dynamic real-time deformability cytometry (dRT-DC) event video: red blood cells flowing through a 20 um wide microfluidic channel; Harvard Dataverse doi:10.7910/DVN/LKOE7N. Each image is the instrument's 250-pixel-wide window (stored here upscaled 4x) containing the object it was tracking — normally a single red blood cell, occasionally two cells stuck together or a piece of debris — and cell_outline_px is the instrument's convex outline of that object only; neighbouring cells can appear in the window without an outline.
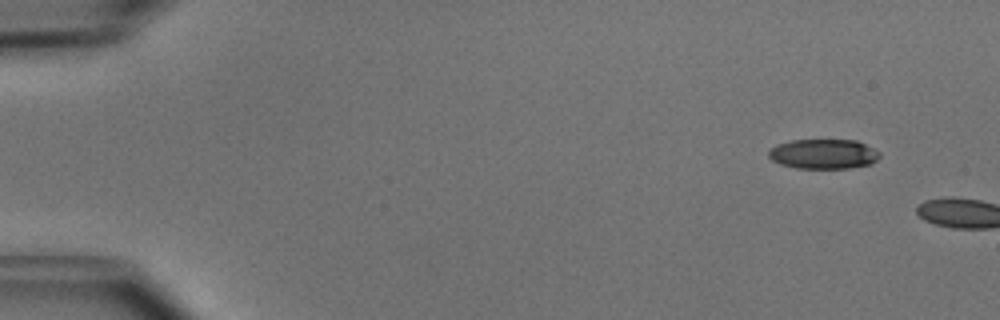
{"species": "common noctule bat (a hibernating species)", "species_latin": "Nyctalus noctula", "temperature_condition": "cold", "stored_images_in_passage": 3, "camera_frame_rate_fps": 3000, "um_per_image_px": 0.085, "animal": {"sex": "male", "body_mass_g": 15.6}, "frame": {"image": 1, "passage_image": 1, "time_ms": 0.0, "image_size_px": [1000, 320], "cell_outline_px": [[880, 156], [872, 164], [848, 168], [796, 168], [780, 164], [772, 160], [768, 156], [768, 148], [776, 144], [792, 140], [856, 140], [880, 152]], "centroid_in_image_um": [69.96, 13.09], "position_along_channel_um": 15.0, "area_um2": 19.36}}